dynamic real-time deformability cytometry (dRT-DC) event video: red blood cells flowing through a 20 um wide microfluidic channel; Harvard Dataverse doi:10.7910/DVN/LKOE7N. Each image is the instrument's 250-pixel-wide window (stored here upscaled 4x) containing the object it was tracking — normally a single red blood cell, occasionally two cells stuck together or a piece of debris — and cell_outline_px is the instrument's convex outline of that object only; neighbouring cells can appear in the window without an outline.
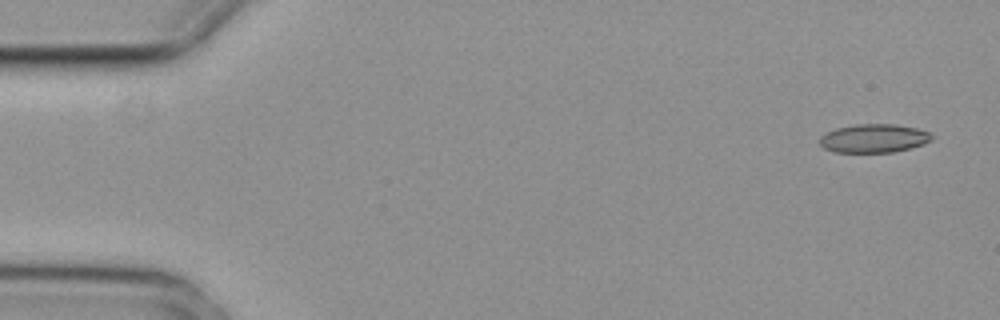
{"species": "common noctule bat (a hibernating species)", "species_latin": "Nyctalus noctula", "temperature_condition": "cold", "stored_images_in_passage": 6, "camera_frame_rate_fps": 3000, "um_per_image_px": 0.085, "animal": {"sex": "female", "body_mass_g": 29.2, "forearm_length_mm": 56.3}, "frame": {"image": 1, "passage_image": 1, "time_ms": 0.0, "image_size_px": [1000, 320], "cell_outline_px": [[932, 140], [924, 144], [912, 148], [892, 152], [836, 152], [824, 148], [820, 144], [820, 136], [836, 128], [856, 124], [896, 124], [916, 128], [928, 132], [932, 136]], "centroid_in_image_um": [74.29, 11.76], "position_along_channel_um": 10.7, "area_um2": 18.61}}
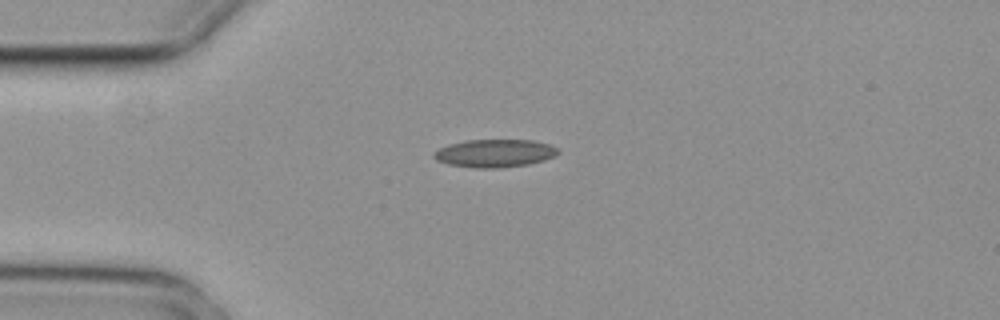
{"frame": {"image": 2, "passage_image": 4, "time_ms": 1.0, "image_size_px": [1000, 320], "cell_outline_px": [[560, 152], [556, 156], [544, 160], [528, 164], [500, 168], [476, 168], [448, 164], [436, 160], [432, 156], [440, 148], [448, 144], [464, 140], [532, 140], [548, 144], [556, 148]], "centroid_in_image_um": [42.05, 13.03], "position_along_channel_um": 43.0, "area_um2": 20.17}}
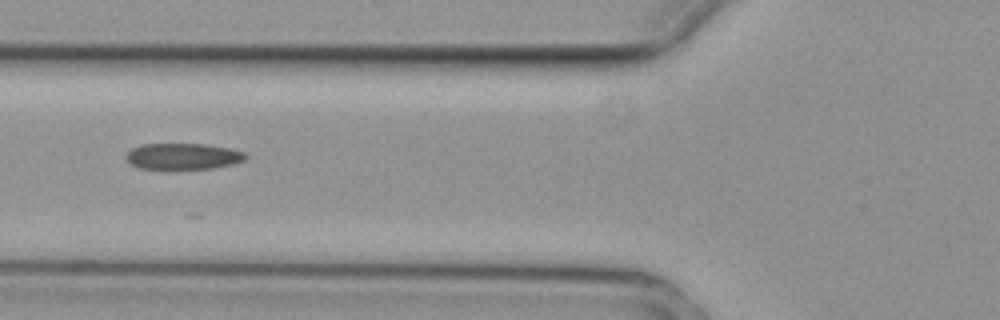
{"frame": {"image": 3, "passage_image": 6, "time_ms": 1.667, "image_size_px": [1000, 320], "cell_outline_px": [[248, 156], [244, 160], [232, 164], [212, 168], [168, 172], [140, 168], [132, 164], [124, 156], [132, 148], [140, 144], [208, 144], [232, 148], [244, 152]], "centroid_in_image_um": [15.54, 13.32], "position_along_channel_um": 110.3, "area_um2": 19.13}}